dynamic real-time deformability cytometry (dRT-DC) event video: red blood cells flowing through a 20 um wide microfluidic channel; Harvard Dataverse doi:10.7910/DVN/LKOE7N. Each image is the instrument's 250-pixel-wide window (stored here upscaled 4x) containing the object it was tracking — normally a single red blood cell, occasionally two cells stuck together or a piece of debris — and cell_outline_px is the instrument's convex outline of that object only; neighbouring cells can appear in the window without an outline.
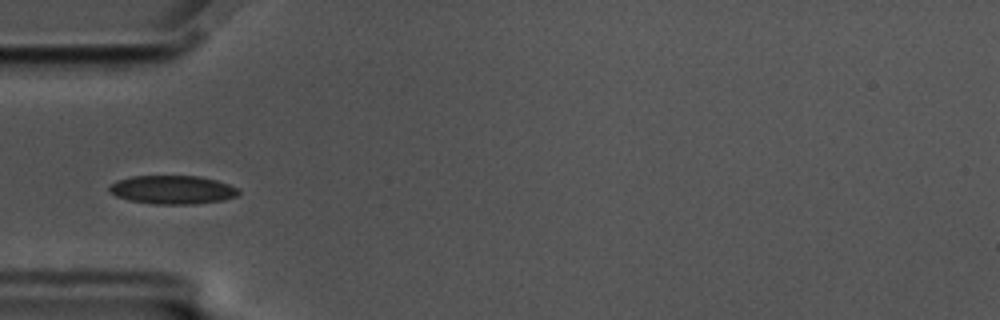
{"species": "common noctule bat (a hibernating species)", "species_latin": "Nyctalus noctula", "temperature_condition": "cold", "stored_images_in_passage": 41, "camera_frame_rate_fps": 3000, "um_per_image_px": 0.085, "animal": {"sex": "male", "body_mass_g": 17.5, "forearm_length_mm": 52.3}, "frame": {"image": 1, "passage_image": 1, "time_ms": 0.0, "image_size_px": [1000, 320], "cell_outline_px": [[240, 192], [236, 196], [224, 200], [196, 204], [152, 204], [128, 200], [116, 196], [108, 192], [108, 188], [116, 180], [132, 176], [200, 176], [216, 180], [228, 184], [236, 188]], "centroid_in_image_um": [14.63, 16.13], "position_along_channel_um": 70.4, "area_um2": 21.62}}
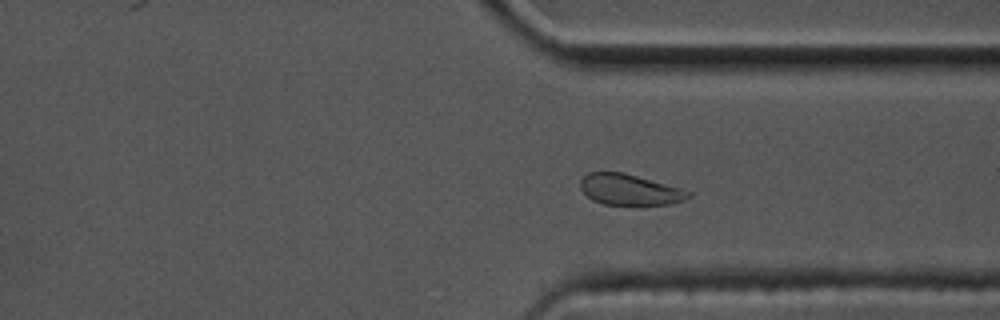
{"frame": {"image": 2, "passage_image": 26, "time_ms": 8.333, "image_size_px": [1000, 320], "cell_outline_px": [[692, 196], [684, 200], [668, 204], [604, 204], [592, 200], [580, 188], [580, 180], [588, 172], [624, 172], [680, 188], [692, 192]], "centroid_in_image_um": [53.51, 16.11], "position_along_channel_um": 357.9, "area_um2": 19.25}}
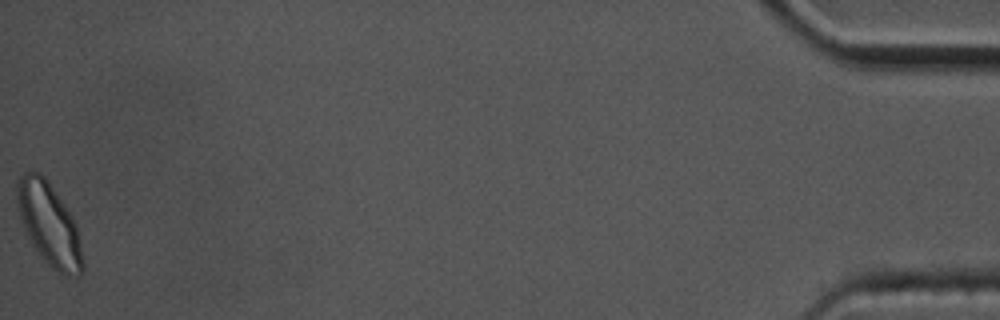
{"frame": {"image": 3, "passage_image": 41, "time_ms": 13.333, "image_size_px": [1000, 320], "cell_outline_px": [[84, 272], [80, 276], [68, 276], [52, 268], [44, 260], [32, 244], [24, 228], [20, 216], [16, 200], [16, 184], [20, 176], [24, 172], [40, 172], [48, 180], [72, 216], [76, 224], [80, 240], [84, 264]], "centroid_in_image_um": [4.19, 19.06], "position_along_channel_um": 431.0, "area_um2": 31.5}, "authors_computed_cell_mechanics": {"area_um2": 20.9814, "velocity_mm_per_s": 3.4443, "shape_relaxation_time_tau1_ms": 6.7741, "shape_relaxation_time_tau2_ms": 4.4508, "deformation_change_tau1": 0.1562, "deformation_change_tau2": 0.0704}}